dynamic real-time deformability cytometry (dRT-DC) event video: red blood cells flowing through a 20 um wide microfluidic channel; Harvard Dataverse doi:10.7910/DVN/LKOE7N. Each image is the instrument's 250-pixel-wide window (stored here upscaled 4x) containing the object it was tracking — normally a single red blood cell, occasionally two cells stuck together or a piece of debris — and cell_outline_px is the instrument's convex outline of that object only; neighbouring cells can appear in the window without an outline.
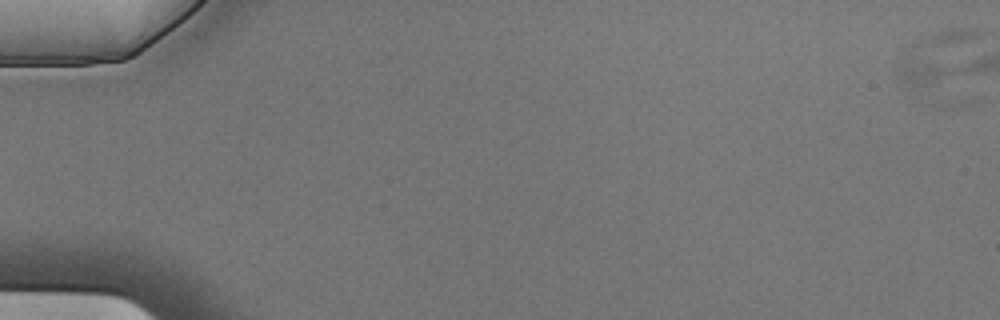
{"species": "Egyptian fruit bat (a non-hibernating species)", "species_latin": "Rousettus aegyptiacus", "temperature_condition": "cold", "stored_images_in_passage": 2, "camera_frame_rate_fps": 3000, "um_per_image_px": 0.085, "animal": {"sex": "male"}, "frame": {"image": 1, "passage_image": 1, "time_ms": 0.0, "image_size_px": [1000, 320], "cell_outline_px": [[980, 32], [948, 72], [924, 84], [908, 88], [896, 80], [896, 72], [900, 60], [920, 40], [948, 28], [976, 28]], "centroid_in_image_um": [79.4, 4.76], "position_along_channel_um": 5.6, "area_um2": 20.23}}